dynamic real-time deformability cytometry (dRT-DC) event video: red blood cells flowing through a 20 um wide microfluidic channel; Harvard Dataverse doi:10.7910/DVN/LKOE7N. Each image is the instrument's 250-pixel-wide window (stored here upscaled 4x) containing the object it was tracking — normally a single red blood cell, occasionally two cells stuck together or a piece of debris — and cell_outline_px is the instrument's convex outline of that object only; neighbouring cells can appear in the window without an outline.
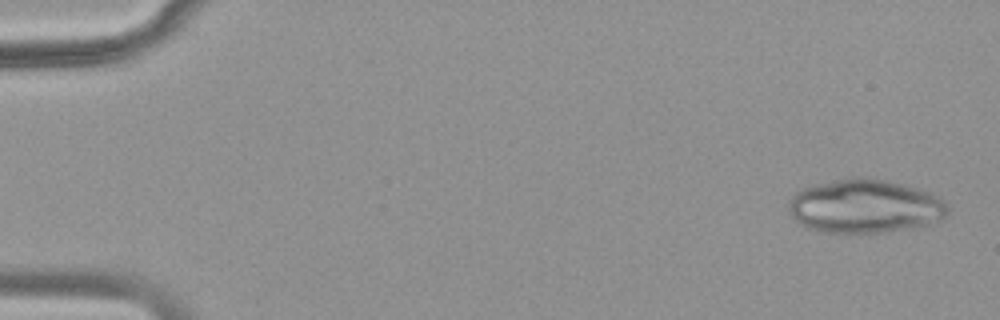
{"species": "common noctule bat (a hibernating species)", "species_latin": "Nyctalus noctula", "temperature_condition": "warm", "stored_images_in_passage": 21, "camera_frame_rate_fps": 3000, "um_per_image_px": 0.085, "animal": {"sex": "female", "body_mass_g": 18.4}, "frame": {"image": 1, "passage_image": 1, "time_ms": 0.0, "image_size_px": [1000, 320], "cell_outline_px": [[948, 212], [940, 220], [928, 224], [912, 228], [884, 232], [820, 232], [804, 228], [788, 212], [788, 200], [796, 192], [804, 188], [816, 184], [852, 176], [860, 176], [888, 180], [904, 184], [940, 196], [948, 208]], "centroid_in_image_um": [73.49, 17.52], "position_along_channel_um": 11.5, "area_um2": 50.11}}